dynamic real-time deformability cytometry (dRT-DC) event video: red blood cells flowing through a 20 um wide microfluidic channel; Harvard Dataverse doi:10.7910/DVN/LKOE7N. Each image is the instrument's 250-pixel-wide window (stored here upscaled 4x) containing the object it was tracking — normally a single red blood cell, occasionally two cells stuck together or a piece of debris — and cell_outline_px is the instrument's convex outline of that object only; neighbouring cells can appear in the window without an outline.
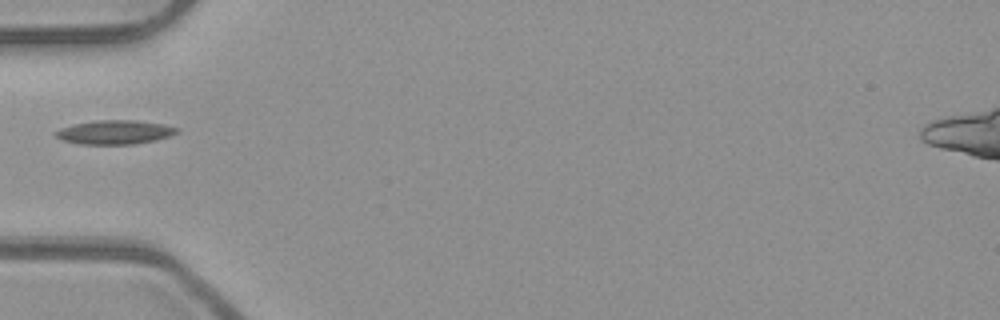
{"species": "common noctule bat (a hibernating species)", "species_latin": "Nyctalus noctula", "temperature_condition": "room temperature", "stored_images_in_passage": 35, "camera_frame_rate_fps": 3000, "um_per_image_px": 0.085, "animal": {"sex": "male", "body_mass_g": 23.1, "forearm_length_mm": 52.7}, "frame": {"image": 1, "passage_image": 1, "time_ms": 0.0, "image_size_px": [1000, 320], "cell_outline_px": [[180, 128], [176, 132], [168, 136], [156, 140], [132, 144], [80, 144], [64, 140], [56, 136], [56, 132], [60, 128], [72, 124], [96, 120], [132, 120], [164, 124]], "centroid_in_image_um": [9.75, 11.23], "position_along_channel_um": 75.2, "area_um2": 16.76}}
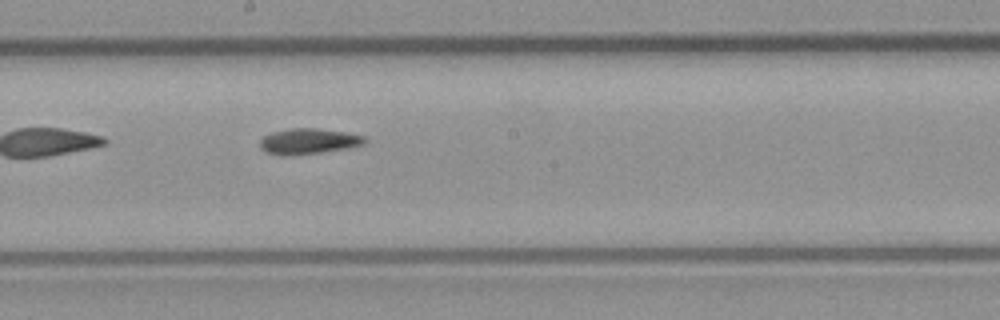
{"frame": {"image": 2, "passage_image": 12, "time_ms": 3.667, "image_size_px": [1000, 320], "cell_outline_px": [[364, 144], [348, 148], [320, 152], [288, 156], [284, 156], [264, 152], [260, 148], [260, 140], [264, 136], [272, 132], [292, 128], [316, 128], [348, 132], [364, 136]], "centroid_in_image_um": [26.19, 12.01], "position_along_channel_um": 222.0, "area_um2": 15.66}}
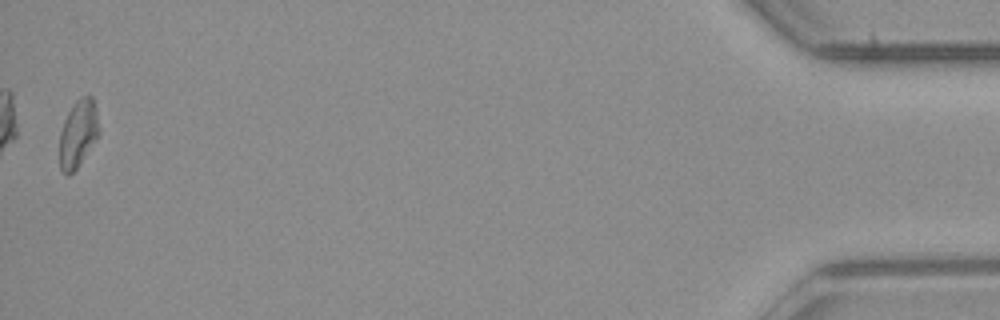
{"frame": {"image": 3, "passage_image": 35, "time_ms": 11.333, "image_size_px": [1000, 320], "cell_outline_px": [[96, 136], [76, 168], [68, 176], [60, 168], [60, 132], [64, 120], [68, 112], [76, 100], [80, 96], [92, 96], [96, 108]], "centroid_in_image_um": [6.58, 11.32], "position_along_channel_um": 428.6, "area_um2": 14.62}}